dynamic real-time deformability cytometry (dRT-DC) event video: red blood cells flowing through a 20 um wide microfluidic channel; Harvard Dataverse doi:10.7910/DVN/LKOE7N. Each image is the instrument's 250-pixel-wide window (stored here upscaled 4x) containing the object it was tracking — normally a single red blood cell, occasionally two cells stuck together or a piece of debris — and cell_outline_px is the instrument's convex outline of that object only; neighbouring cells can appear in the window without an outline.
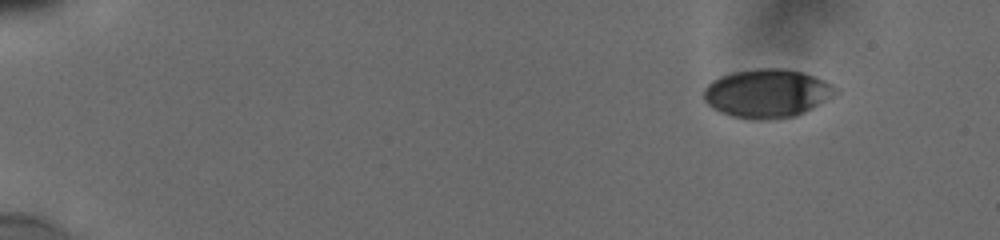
{"species": "human", "species_latin": "Homo sapiens", "temperature_condition": "cold", "stored_images_in_passage": 10, "camera_frame_rate_fps": 3000, "um_per_image_px": 0.085, "donor": {"sex": "male"}, "frame": {"image": 1, "passage_image": 1, "time_ms": 0.0, "image_size_px": [1000, 240], "cell_outline_px": [[840, 92], [812, 108], [796, 116], [776, 120], [752, 120], [732, 116], [720, 112], [712, 108], [704, 100], [704, 88], [712, 80], [720, 76], [732, 72], [756, 68], [784, 68], [804, 72], [832, 84], [840, 88]], "centroid_in_image_um": [65.21, 7.94], "position_along_channel_um": 19.8, "area_um2": 37.8}}
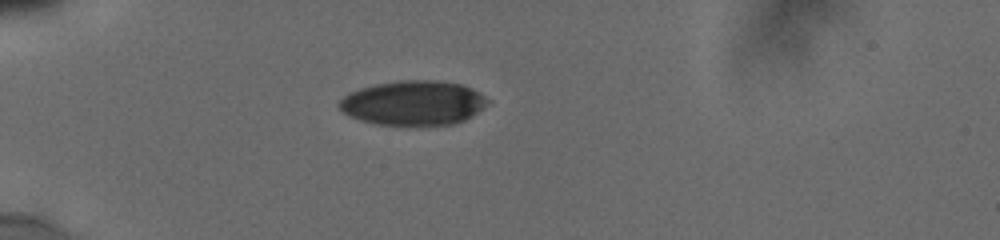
{"frame": {"image": 2, "passage_image": 6, "time_ms": 3.667, "image_size_px": [1000, 240], "cell_outline_px": [[488, 104], [472, 116], [464, 120], [452, 124], [376, 124], [360, 120], [348, 116], [336, 104], [348, 92], [360, 88], [376, 84], [400, 80], [436, 80], [460, 84], [472, 88], [480, 92], [488, 100]], "centroid_in_image_um": [35.12, 8.73], "position_along_channel_um": 49.9, "area_um2": 38.38}}
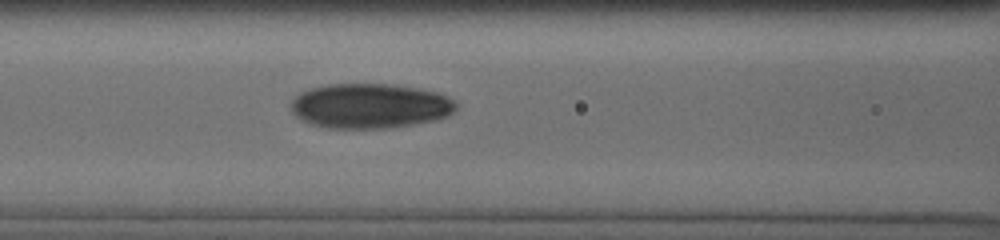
{"frame": {"image": 3, "passage_image": 10, "time_ms": 6.667, "image_size_px": [1000, 240], "cell_outline_px": [[456, 108], [452, 112], [436, 120], [388, 128], [328, 128], [308, 124], [300, 120], [292, 112], [288, 104], [300, 92], [312, 88], [328, 84], [388, 84], [436, 92], [452, 100], [456, 104]], "centroid_in_image_um": [31.35, 9.01], "position_along_channel_um": 135.3, "area_um2": 42.95}}